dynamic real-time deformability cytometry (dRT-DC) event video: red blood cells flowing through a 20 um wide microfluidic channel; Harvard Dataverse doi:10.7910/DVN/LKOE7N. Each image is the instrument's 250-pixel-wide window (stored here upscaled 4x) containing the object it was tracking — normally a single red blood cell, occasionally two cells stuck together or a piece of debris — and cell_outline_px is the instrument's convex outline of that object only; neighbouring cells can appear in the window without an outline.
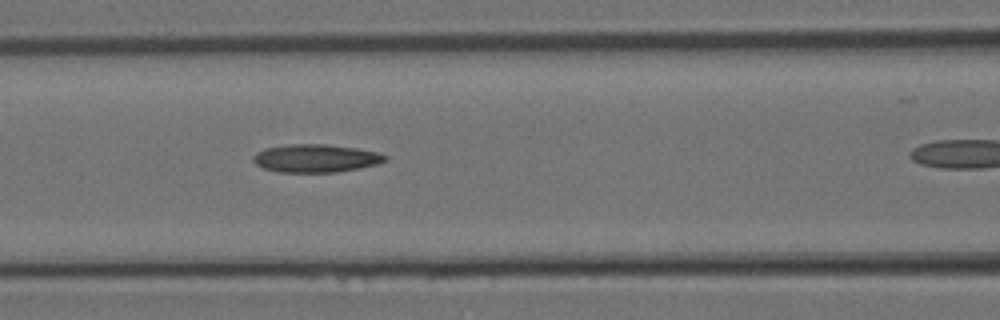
{"species": "Egyptian fruit bat (a non-hibernating species)", "species_latin": "Rousettus aegyptiacus", "temperature_condition": "room temperature", "stored_images_in_passage": 6, "segment_of_instrument_passage": [1, 2], "camera_frame_rate_fps": 3000, "um_per_image_px": 0.085, "animal": {"sex": "female"}, "frame": {"image": 1, "passage_image": 5, "time_ms": 1.333, "image_size_px": [1000, 320], "cell_outline_px": [[388, 160], [376, 164], [336, 172], [280, 172], [264, 168], [256, 164], [252, 160], [252, 156], [256, 152], [264, 148], [292, 144], [324, 144], [356, 148], [376, 152], [388, 156]], "centroid_in_image_um": [26.81, 13.45], "position_along_channel_um": 139.8, "area_um2": 21.39}}